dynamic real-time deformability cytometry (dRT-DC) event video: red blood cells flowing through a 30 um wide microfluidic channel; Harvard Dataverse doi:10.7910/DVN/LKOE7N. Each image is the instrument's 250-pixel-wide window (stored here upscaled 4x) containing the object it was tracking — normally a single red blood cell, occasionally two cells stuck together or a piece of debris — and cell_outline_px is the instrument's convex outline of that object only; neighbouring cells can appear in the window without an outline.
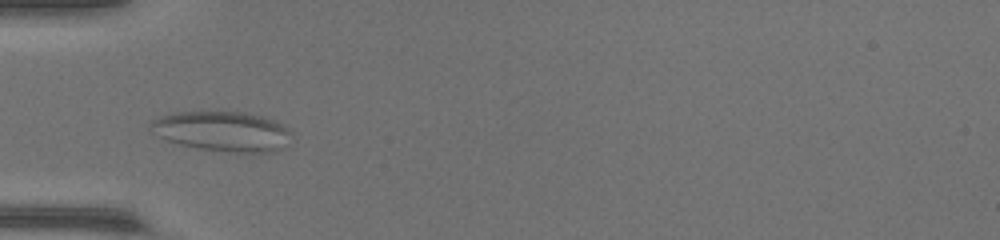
{"species": "common noctule bat (a hibernating species)", "species_latin": "Nyctalus noctula", "temperature_condition": "warm", "stored_images_in_passage": 49, "camera_frame_rate_fps": 3000, "um_per_image_px": 0.085, "animal": {"sex": "female", "body_mass_g": 17.0, "forearm_length_mm": 48.0}, "frame": {"image": 1, "passage_image": 12, "time_ms": 3.667, "image_size_px": [1000, 240], "cell_outline_px": [[292, 132], [284, 148], [276, 152], [228, 152], [200, 148], [180, 144], [168, 140], [160, 136], [148, 128], [148, 124], [152, 120], [160, 116], [172, 112], [244, 112], [264, 116], [284, 124]], "centroid_in_image_um": [18.94, 11.15], "position_along_channel_um": 66.1, "area_um2": 32.95}}
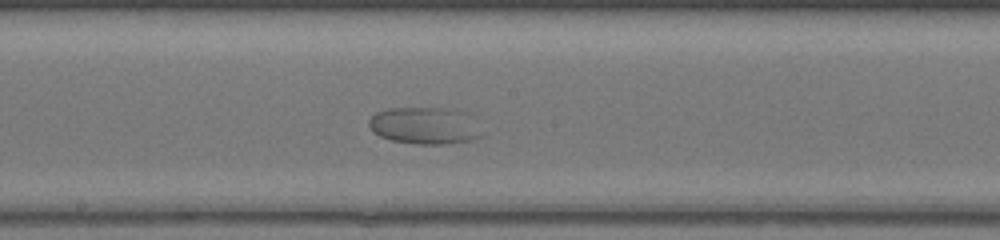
{"frame": {"image": 2, "passage_image": 24, "time_ms": 7.667, "image_size_px": [1000, 240], "cell_outline_px": [[480, 136], [472, 140], [444, 144], [416, 144], [392, 140], [380, 136], [372, 132], [368, 124], [368, 120], [376, 112], [388, 108], [456, 108], [464, 112]], "centroid_in_image_um": [35.98, 10.67], "position_along_channel_um": 212.2, "area_um2": 23.87}}
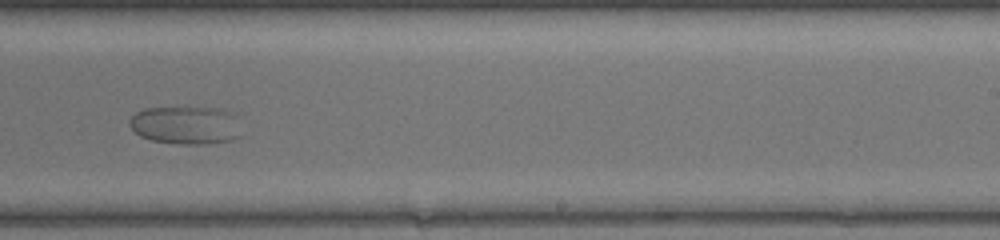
{"frame": {"image": 3, "passage_image": 29, "time_ms": 9.333, "image_size_px": [1000, 240], "cell_outline_px": [[236, 136], [232, 140], [208, 144], [180, 144], [152, 140], [140, 136], [128, 124], [128, 120], [136, 112], [144, 108], [224, 108], [228, 112]], "centroid_in_image_um": [15.62, 10.64], "position_along_channel_um": 273.4, "area_um2": 23.87}}